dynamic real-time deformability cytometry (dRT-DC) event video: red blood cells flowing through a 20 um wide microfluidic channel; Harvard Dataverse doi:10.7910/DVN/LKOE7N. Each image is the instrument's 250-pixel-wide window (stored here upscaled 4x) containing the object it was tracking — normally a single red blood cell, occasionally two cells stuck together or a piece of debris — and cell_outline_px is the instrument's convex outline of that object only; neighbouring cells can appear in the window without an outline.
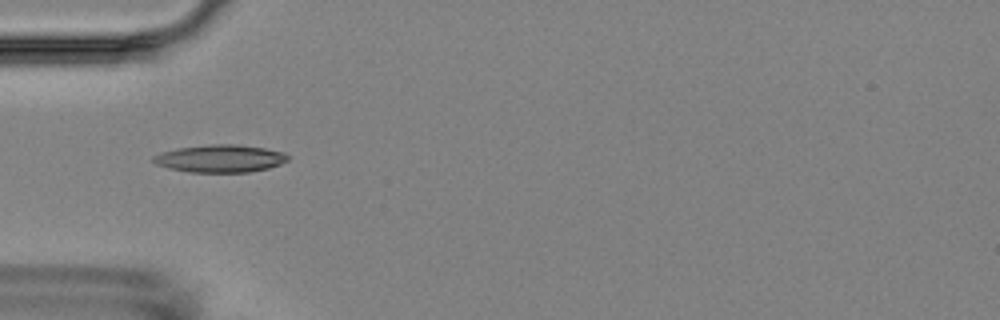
{"species": "Egyptian fruit bat (a non-hibernating species)", "species_latin": "Rousettus aegyptiacus", "temperature_condition": "room temperature", "stored_images_in_passage": 4, "camera_frame_rate_fps": 3000, "um_per_image_px": 0.085, "animal": {"sex": "female"}, "frame": {"image": 1, "passage_image": 3, "time_ms": 2.333, "image_size_px": [1000, 320], "cell_outline_px": [[288, 160], [280, 164], [268, 168], [248, 172], [188, 172], [168, 168], [156, 164], [152, 160], [152, 156], [160, 152], [176, 148], [212, 144], [236, 144], [264, 148], [284, 152], [288, 156]], "centroid_in_image_um": [18.68, 13.47], "position_along_channel_um": 66.3, "area_um2": 21.68}}
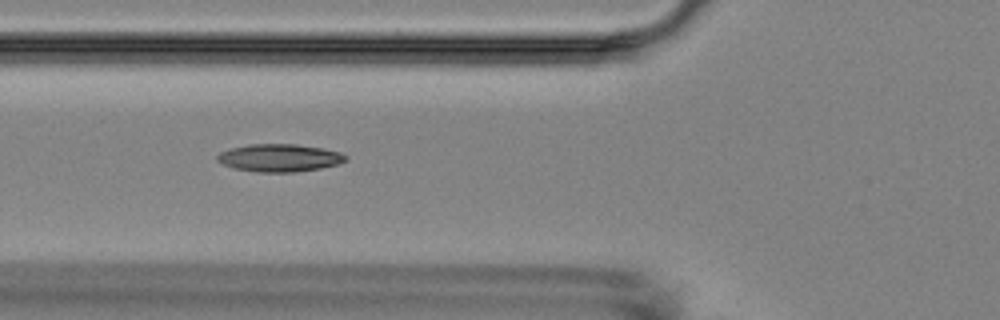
{"frame": {"image": 2, "passage_image": 4, "time_ms": 3.333, "image_size_px": [1000, 320], "cell_outline_px": [[348, 160], [336, 164], [320, 168], [296, 172], [256, 172], [236, 168], [224, 164], [216, 160], [216, 156], [220, 152], [232, 148], [248, 144], [296, 144], [324, 148], [340, 152], [348, 156]], "centroid_in_image_um": [23.78, 13.41], "position_along_channel_um": 102.0, "area_um2": 20.69}}